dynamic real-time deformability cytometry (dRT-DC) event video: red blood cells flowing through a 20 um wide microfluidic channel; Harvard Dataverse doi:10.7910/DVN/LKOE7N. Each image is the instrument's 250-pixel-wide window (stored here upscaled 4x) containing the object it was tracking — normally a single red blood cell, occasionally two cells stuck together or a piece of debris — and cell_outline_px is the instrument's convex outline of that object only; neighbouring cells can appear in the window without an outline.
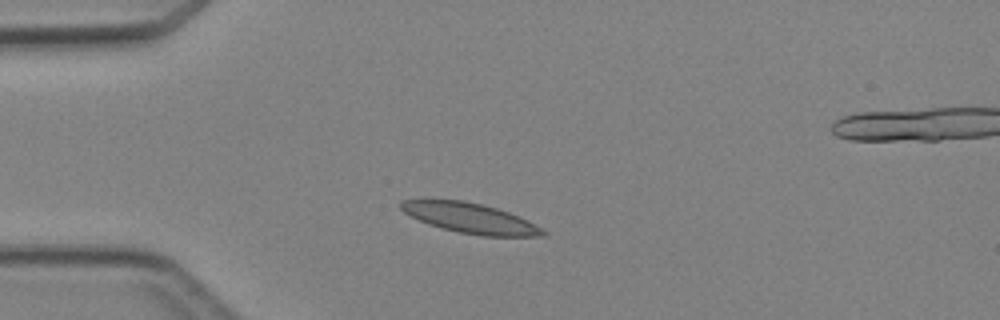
{"species": "Egyptian fruit bat (a non-hibernating species)", "species_latin": "Rousettus aegyptiacus", "temperature_condition": "cold", "stored_images_in_passage": 4, "camera_frame_rate_fps": 3000, "um_per_image_px": 0.085, "animal": {"sex": "female"}, "frame": {"image": 1, "passage_image": 3, "time_ms": 2.333, "image_size_px": [1000, 320], "cell_outline_px": [[548, 236], [484, 236], [460, 232], [440, 228], [428, 224], [404, 212], [400, 208], [400, 200], [464, 200], [496, 208], [508, 212], [528, 220], [548, 232]], "centroid_in_image_um": [40.0, 18.55], "position_along_channel_um": 45.0, "area_um2": 24.68}}